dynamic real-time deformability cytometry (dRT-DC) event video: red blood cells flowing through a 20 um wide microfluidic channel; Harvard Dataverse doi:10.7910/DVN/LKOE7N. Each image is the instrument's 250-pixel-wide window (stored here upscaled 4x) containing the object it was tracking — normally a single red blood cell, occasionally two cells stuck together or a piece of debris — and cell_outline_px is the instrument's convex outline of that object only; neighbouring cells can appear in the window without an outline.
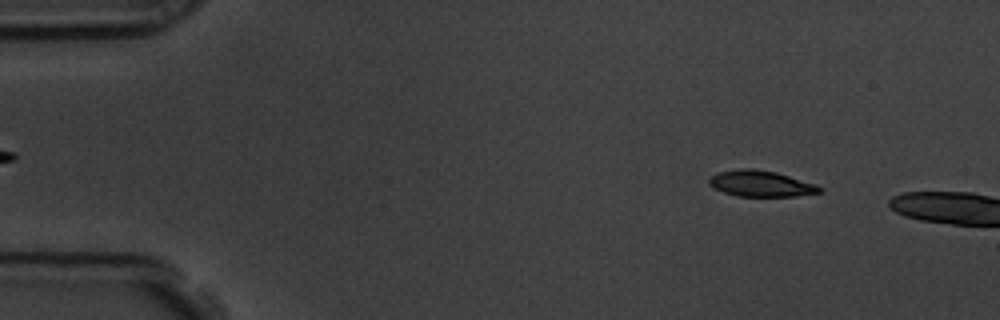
{"species": "common noctule bat (a hibernating species)", "species_latin": "Nyctalus noctula", "temperature_condition": "room temperature", "stored_images_in_passage": 10, "camera_frame_rate_fps": 3000, "um_per_image_px": 0.085, "animal": {"sex": "male", "body_mass_g": 19.5, "forearm_length_mm": 54.6}, "frame": {"image": 1, "passage_image": 6, "time_ms": 1.667, "image_size_px": [1000, 320], "cell_outline_px": [[824, 192], [796, 196], [736, 196], [712, 188], [708, 184], [708, 180], [716, 172], [740, 168], [752, 168], [776, 172], [816, 184], [824, 188]], "centroid_in_image_um": [64.67, 15.61], "position_along_channel_um": 20.3, "area_um2": 16.99}}